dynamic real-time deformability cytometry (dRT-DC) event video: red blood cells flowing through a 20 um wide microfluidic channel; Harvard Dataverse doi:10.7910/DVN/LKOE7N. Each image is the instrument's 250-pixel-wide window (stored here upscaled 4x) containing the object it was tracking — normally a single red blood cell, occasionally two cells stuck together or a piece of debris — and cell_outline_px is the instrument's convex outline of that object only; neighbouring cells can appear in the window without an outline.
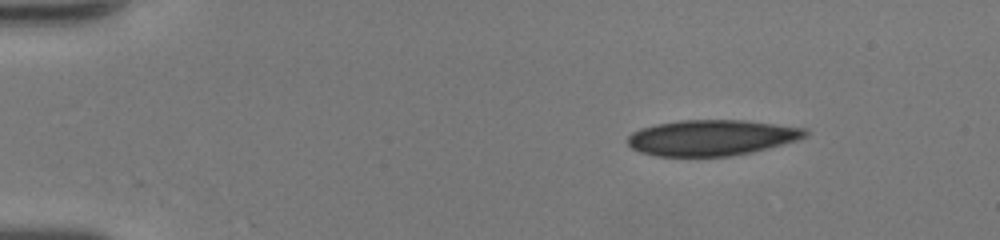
{"species": "human", "species_latin": "Homo sapiens", "temperature_condition": "room temperature", "stored_images_in_passage": 43, "camera_frame_rate_fps": 3000, "um_per_image_px": 0.085, "donor": {"sex": "female"}, "frame": {"image": 1, "passage_image": 1, "time_ms": 0.0, "image_size_px": [1000, 240], "cell_outline_px": [[808, 136], [796, 140], [768, 148], [752, 152], [732, 156], [660, 156], [640, 152], [632, 148], [628, 144], [628, 136], [632, 132], [640, 128], [656, 124], [680, 120], [744, 120], [808, 128]], "centroid_in_image_um": [60.5, 11.7], "position_along_channel_um": 24.5, "area_um2": 37.05}}
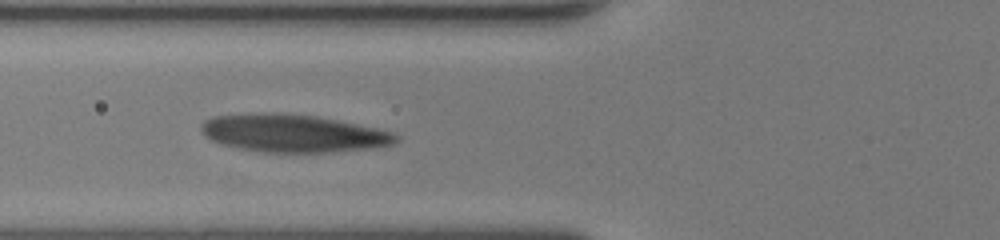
{"frame": {"image": 2, "passage_image": 22, "time_ms": 7.0, "image_size_px": [1000, 240], "cell_outline_px": [[400, 140], [392, 144], [372, 148], [332, 152], [260, 152], [220, 144], [204, 136], [200, 132], [200, 124], [204, 120], [212, 116], [272, 112], [316, 116], [376, 128], [392, 132], [400, 136]], "centroid_in_image_um": [24.88, 11.33], "position_along_channel_um": 100.9, "area_um2": 42.89}}
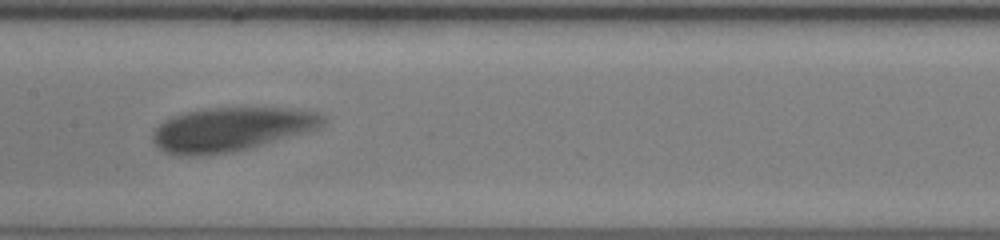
{"frame": {"image": 3, "passage_image": 32, "time_ms": 10.333, "image_size_px": [1000, 240], "cell_outline_px": [[328, 120], [320, 128], [248, 148], [232, 152], [200, 156], [180, 156], [164, 152], [152, 140], [152, 132], [164, 120], [172, 116], [184, 112], [208, 108], [280, 108], [316, 112], [324, 116]], "centroid_in_image_um": [19.62, 10.99], "position_along_channel_um": 187.8, "area_um2": 43.41}}